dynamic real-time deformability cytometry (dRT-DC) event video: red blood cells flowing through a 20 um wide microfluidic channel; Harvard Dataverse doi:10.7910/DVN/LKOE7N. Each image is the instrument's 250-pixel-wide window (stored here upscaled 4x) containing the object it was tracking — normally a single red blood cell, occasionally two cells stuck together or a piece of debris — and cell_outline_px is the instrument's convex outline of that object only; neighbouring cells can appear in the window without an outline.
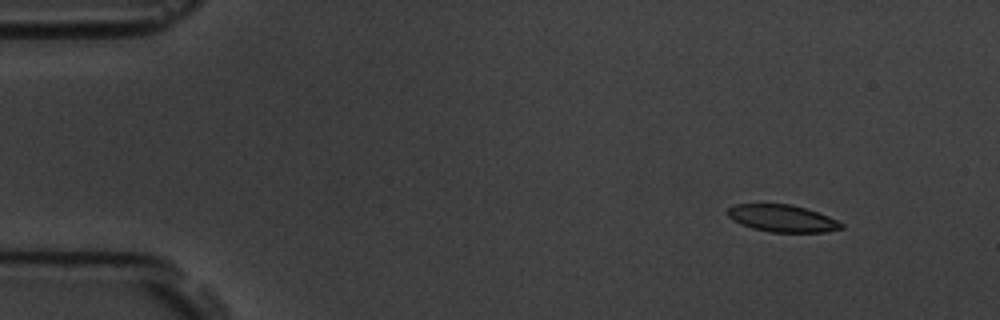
{"species": "common noctule bat (a hibernating species)", "species_latin": "Nyctalus noctula", "temperature_condition": "room temperature", "stored_images_in_passage": 4, "camera_frame_rate_fps": 3000, "um_per_image_px": 0.085, "animal": {"sex": "male", "body_mass_g": 19.5, "forearm_length_mm": 54.6}, "frame": {"image": 1, "passage_image": 1, "time_ms": 0.0, "image_size_px": [1000, 320], "cell_outline_px": [[844, 228], [824, 232], [772, 232], [752, 228], [740, 224], [732, 220], [728, 216], [728, 208], [736, 204], [792, 204], [828, 216], [844, 224]], "centroid_in_image_um": [66.49, 18.56], "position_along_channel_um": 18.5, "area_um2": 17.86}}
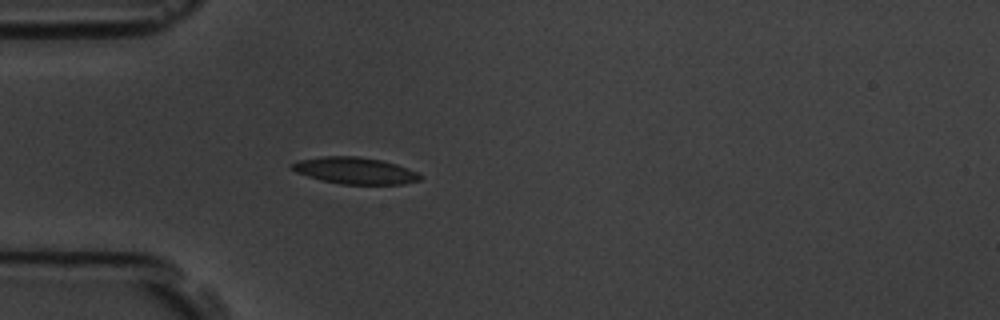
{"frame": {"image": 2, "passage_image": 4, "time_ms": 3.333, "image_size_px": [1000, 320], "cell_outline_px": [[424, 176], [420, 180], [404, 184], [340, 184], [308, 176], [296, 172], [292, 168], [292, 164], [300, 160], [324, 156], [356, 156], [380, 160], [396, 164], [408, 168]], "centroid_in_image_um": [30.23, 14.51], "position_along_channel_um": 54.8, "area_um2": 19.65}}